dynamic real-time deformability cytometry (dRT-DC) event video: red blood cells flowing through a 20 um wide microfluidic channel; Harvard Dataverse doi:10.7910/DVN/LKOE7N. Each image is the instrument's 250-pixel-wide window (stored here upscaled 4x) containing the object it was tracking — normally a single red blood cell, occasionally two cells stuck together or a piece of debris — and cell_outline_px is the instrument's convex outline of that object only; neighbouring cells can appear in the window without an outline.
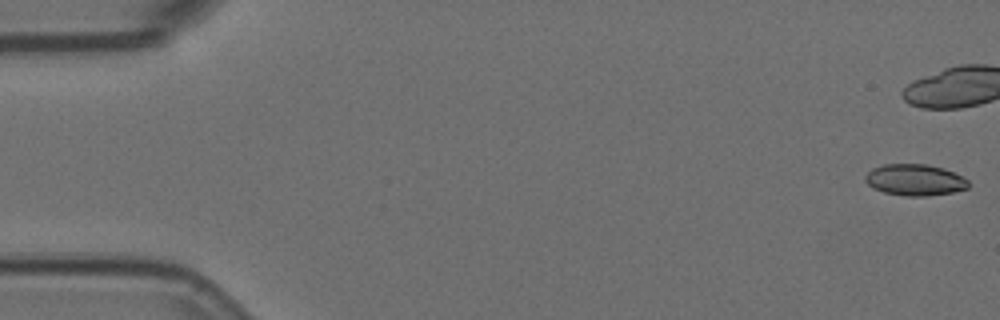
{"species": "Egyptian fruit bat (a non-hibernating species)", "species_latin": "Rousettus aegyptiacus", "temperature_condition": "room temperature", "stored_images_in_passage": 9, "camera_frame_rate_fps": 3000, "um_per_image_px": 0.085, "animal": {"sex": "female"}, "frame": {"image": 1, "passage_image": 1, "time_ms": 0.0, "image_size_px": [1000, 320], "cell_outline_px": [[968, 188], [952, 192], [928, 196], [904, 196], [884, 192], [872, 188], [864, 180], [864, 176], [872, 168], [884, 164], [928, 164], [944, 168], [968, 180]], "centroid_in_image_um": [77.73, 15.29], "position_along_channel_um": 7.3, "area_um2": 18.9}}